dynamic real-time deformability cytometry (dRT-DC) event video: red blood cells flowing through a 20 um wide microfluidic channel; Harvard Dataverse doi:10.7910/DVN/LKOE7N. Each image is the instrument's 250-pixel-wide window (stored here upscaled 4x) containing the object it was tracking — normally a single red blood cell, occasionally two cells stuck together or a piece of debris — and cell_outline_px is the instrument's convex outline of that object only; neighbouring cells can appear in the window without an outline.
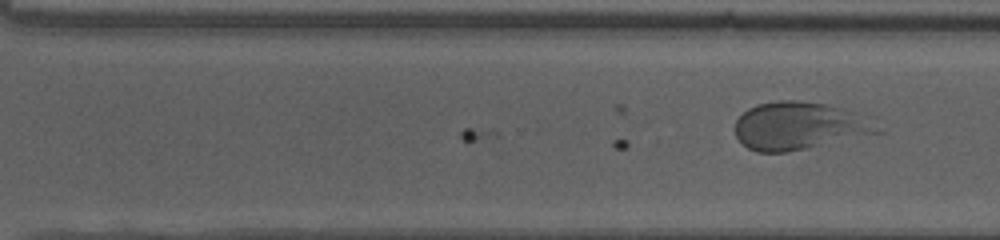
{"species": "human", "species_latin": "Homo sapiens", "temperature_condition": "cold", "stored_images_in_passage": 25, "camera_frame_rate_fps": 3000, "um_per_image_px": 0.085, "donor": {"sex": "female"}, "frame": {"image": 1, "passage_image": 25, "time_ms": 8.0, "image_size_px": [1000, 240], "cell_outline_px": [[884, 132], [808, 148], [784, 152], [756, 152], [748, 148], [736, 136], [736, 120], [748, 108], [756, 104], [780, 100], [796, 100], [828, 104], [844, 108]], "centroid_in_image_um": [67.84, 10.7], "position_along_channel_um": 302.8, "area_um2": 38.84}}